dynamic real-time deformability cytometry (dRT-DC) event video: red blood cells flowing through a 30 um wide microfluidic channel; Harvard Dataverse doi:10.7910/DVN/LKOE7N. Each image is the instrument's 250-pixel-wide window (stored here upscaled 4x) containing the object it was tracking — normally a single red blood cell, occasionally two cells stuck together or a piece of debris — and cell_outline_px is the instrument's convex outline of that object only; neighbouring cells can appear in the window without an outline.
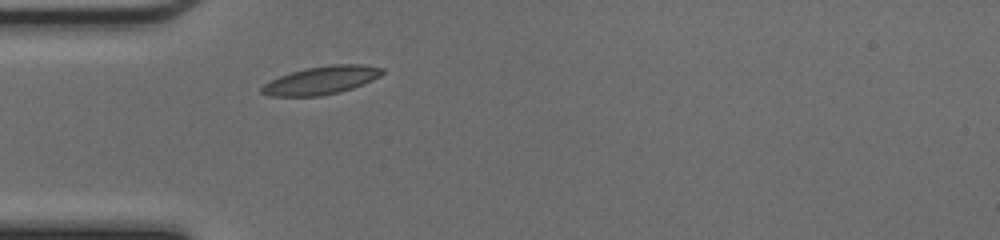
{"species": "common noctule bat (a hibernating species)", "species_latin": "Nyctalus noctula", "temperature_condition": "cold", "stored_images_in_passage": 35, "camera_frame_rate_fps": 3000, "um_per_image_px": 0.085, "animal": {"sex": "female", "body_mass_g": 17.0, "forearm_length_mm": 48.0}, "frame": {"image": 1, "passage_image": 1, "time_ms": 0.0, "image_size_px": [1000, 240], "cell_outline_px": [[384, 72], [380, 76], [372, 80], [352, 88], [340, 92], [320, 96], [268, 96], [260, 92], [260, 88], [264, 84], [280, 76], [292, 72], [308, 68], [332, 64], [364, 64], [384, 68]], "centroid_in_image_um": [27.33, 6.82], "position_along_channel_um": 57.7, "area_um2": 19.65}}
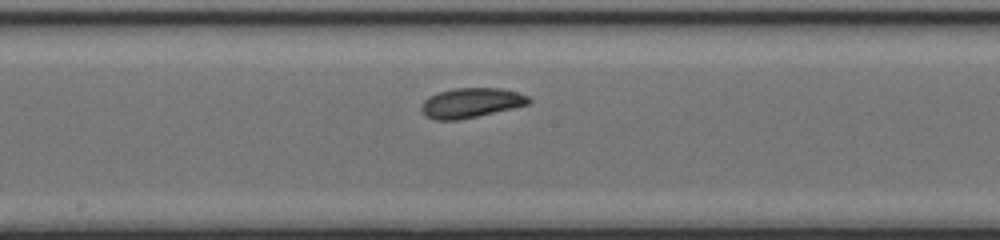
{"frame": {"image": 2, "passage_image": 12, "time_ms": 3.667, "image_size_px": [1000, 240], "cell_outline_px": [[532, 100], [528, 104], [512, 108], [476, 116], [456, 120], [436, 120], [428, 116], [420, 108], [420, 104], [428, 96], [452, 88], [500, 88], [516, 92], [528, 96]], "centroid_in_image_um": [40.02, 8.73], "position_along_channel_um": 208.2, "area_um2": 18.38}}
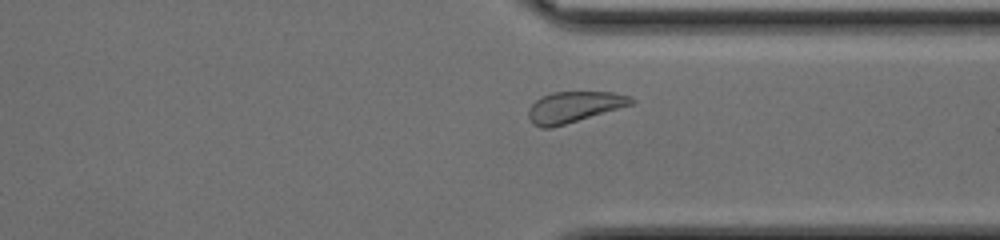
{"frame": {"image": 3, "passage_image": 23, "time_ms": 7.333, "image_size_px": [1000, 240], "cell_outline_px": [[636, 100], [632, 104], [564, 124], [548, 128], [540, 128], [532, 124], [528, 116], [528, 108], [540, 96], [552, 92], [612, 92], [632, 96]], "centroid_in_image_um": [48.76, 9.08], "position_along_channel_um": 362.6, "area_um2": 18.38}, "authors_computed_cell_mechanics": {"area_um2": 18.9006, "velocity_mm_per_s": 4.2163, "shape_relaxation_time_tau1_ms": 4.2024, "shape_relaxation_time_tau2_ms": 6.0638, "deformation_change_tau1": 0.101, "deformation_change_tau2": 0.103}}